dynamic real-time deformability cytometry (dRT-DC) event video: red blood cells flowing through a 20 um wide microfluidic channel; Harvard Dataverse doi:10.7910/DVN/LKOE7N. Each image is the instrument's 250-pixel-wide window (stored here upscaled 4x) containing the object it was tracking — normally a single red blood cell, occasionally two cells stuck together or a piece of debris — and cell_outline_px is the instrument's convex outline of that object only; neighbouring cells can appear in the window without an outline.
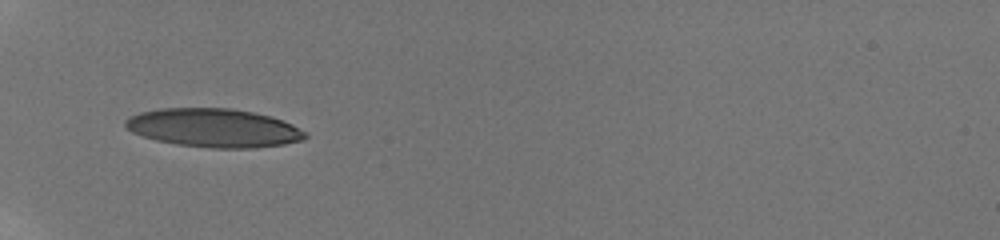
{"species": "human", "species_latin": "Homo sapiens", "temperature_condition": "room temperature", "stored_images_in_passage": 5, "camera_frame_rate_fps": 3000, "um_per_image_px": 0.085, "donor": {"sex": "male"}, "frame": {"image": 1, "passage_image": 1, "time_ms": 0.0, "image_size_px": [1000, 240], "cell_outline_px": [[308, 136], [304, 140], [284, 144], [252, 148], [212, 148], [176, 144], [156, 140], [132, 132], [124, 128], [124, 120], [140, 112], [160, 108], [232, 108], [272, 116], [292, 124], [308, 132]], "centroid_in_image_um": [18.19, 10.87], "position_along_channel_um": 66.8, "area_um2": 40.63}}